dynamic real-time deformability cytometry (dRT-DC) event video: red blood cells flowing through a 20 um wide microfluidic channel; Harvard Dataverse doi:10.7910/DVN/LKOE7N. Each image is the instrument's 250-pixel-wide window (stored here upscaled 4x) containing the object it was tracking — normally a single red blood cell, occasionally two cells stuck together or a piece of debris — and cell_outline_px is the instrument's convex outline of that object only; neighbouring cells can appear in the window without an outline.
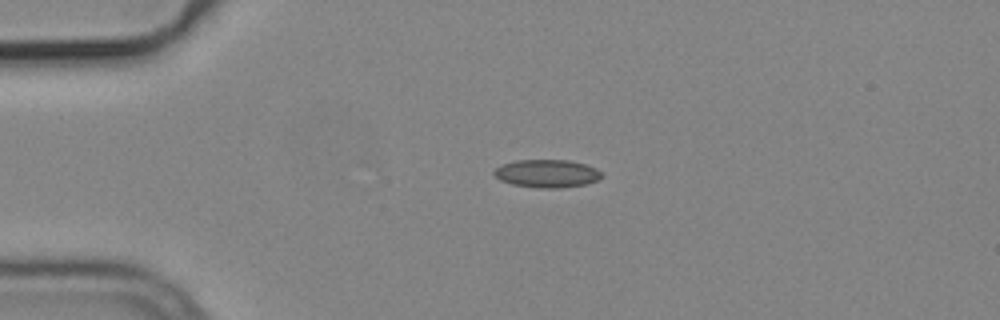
{"species": "common noctule bat (a hibernating species)", "species_latin": "Nyctalus noctula", "temperature_condition": "cold", "stored_images_in_passage": 2, "camera_frame_rate_fps": 3000, "um_per_image_px": 0.085, "animal": {"sex": "male", "body_mass_g": 19.2, "forearm_length_mm": 51.8}, "frame": {"image": 1, "passage_image": 1, "time_ms": 0.0, "image_size_px": [1000, 320], "cell_outline_px": [[604, 176], [588, 184], [560, 188], [540, 188], [512, 184], [500, 180], [492, 172], [500, 164], [516, 160], [568, 160], [584, 164], [596, 168]], "centroid_in_image_um": [46.48, 14.75], "position_along_channel_um": 38.5, "area_um2": 17.57}}